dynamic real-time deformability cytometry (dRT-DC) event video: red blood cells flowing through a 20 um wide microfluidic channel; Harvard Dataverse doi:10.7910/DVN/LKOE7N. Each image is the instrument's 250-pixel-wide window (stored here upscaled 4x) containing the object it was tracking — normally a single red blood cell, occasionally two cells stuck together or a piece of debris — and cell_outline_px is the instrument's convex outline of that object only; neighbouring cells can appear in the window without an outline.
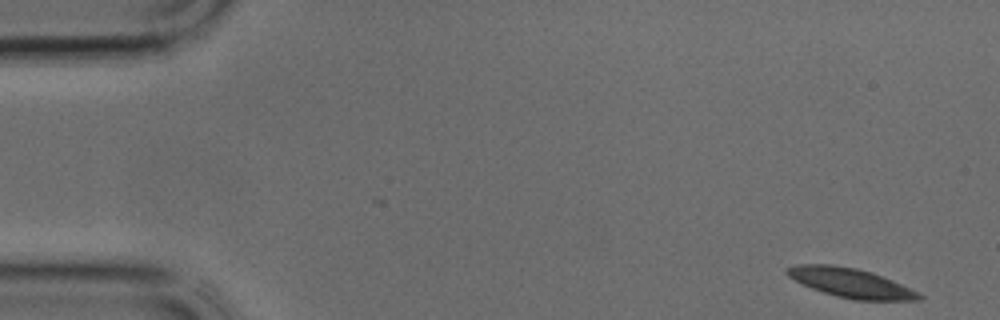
{"species": "common noctule bat (a hibernating species)", "species_latin": "Nyctalus noctula", "temperature_condition": "cold", "stored_images_in_passage": 37, "camera_frame_rate_fps": 3000, "um_per_image_px": 0.085, "animal": {"sex": "male", "body_mass_g": 17.9, "forearm_length_mm": 54.2}, "frame": {"image": 1, "passage_image": 1, "time_ms": 0.0, "image_size_px": [1000, 320], "cell_outline_px": [[924, 296], [920, 300], [856, 300], [836, 296], [812, 288], [788, 276], [784, 272], [784, 268], [796, 264], [832, 264], [856, 268], [872, 272], [892, 280], [920, 292]], "centroid_in_image_um": [72.31, 24.03], "position_along_channel_um": 12.7, "area_um2": 22.54}}
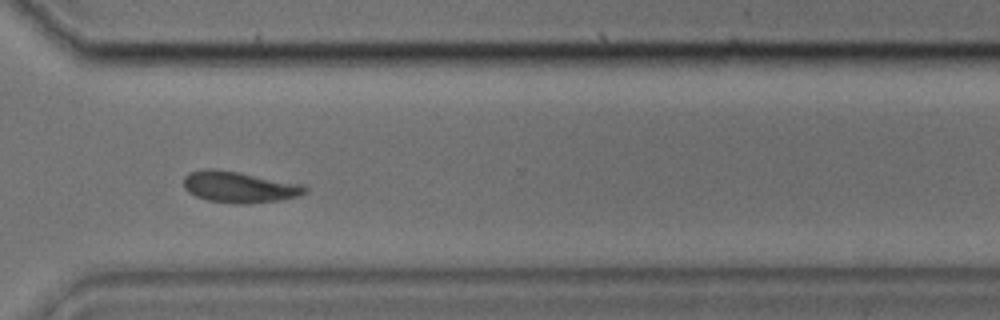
{"frame": {"image": 2, "passage_image": 27, "time_ms": 8.667, "image_size_px": [1000, 320], "cell_outline_px": [[308, 192], [300, 196], [280, 200], [248, 204], [236, 204], [208, 200], [196, 196], [188, 192], [184, 188], [184, 176], [188, 172], [208, 168], [212, 168], [236, 172], [304, 184], [308, 188]], "centroid_in_image_um": [20.36, 15.9], "position_along_channel_um": 350.2, "area_um2": 22.2}}
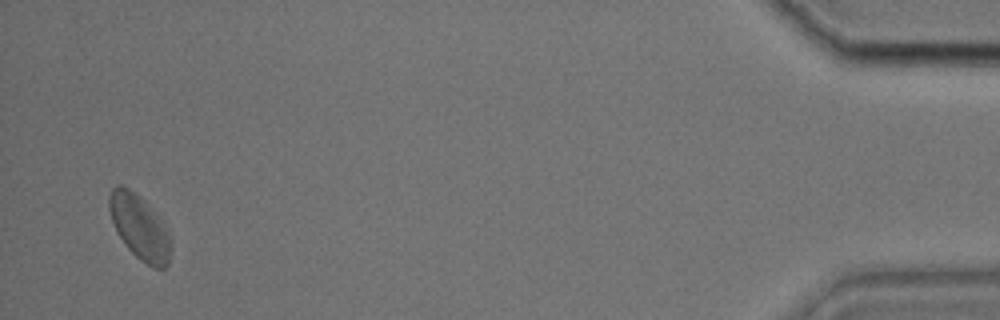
{"frame": {"image": 3, "passage_image": 36, "time_ms": 11.667, "image_size_px": [1000, 320], "cell_outline_px": [[172, 248], [168, 264], [164, 268], [152, 268], [140, 260], [124, 244], [116, 232], [108, 208], [108, 196], [112, 188], [116, 184], [120, 184], [128, 188], [140, 196], [144, 200], [172, 240]], "centroid_in_image_um": [11.83, 19.33], "position_along_channel_um": 423.4, "area_um2": 22.95}}